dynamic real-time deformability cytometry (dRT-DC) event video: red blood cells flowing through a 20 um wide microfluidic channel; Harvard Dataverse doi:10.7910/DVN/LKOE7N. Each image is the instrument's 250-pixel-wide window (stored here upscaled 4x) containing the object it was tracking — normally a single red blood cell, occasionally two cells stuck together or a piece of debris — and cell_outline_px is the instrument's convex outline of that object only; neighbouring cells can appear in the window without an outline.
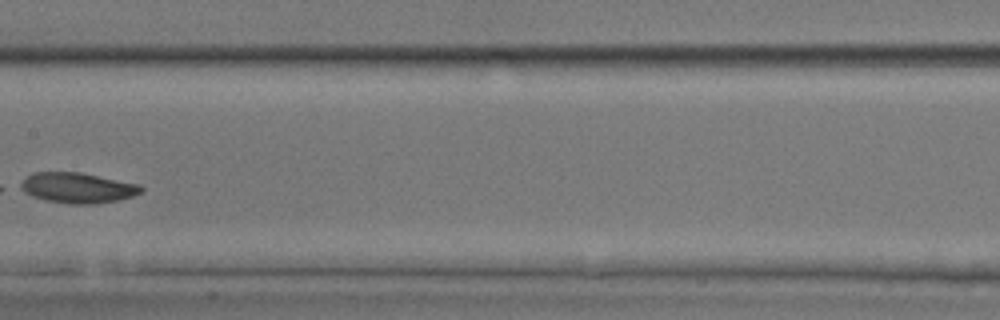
{"species": "common noctule bat (a hibernating species)", "species_latin": "Nyctalus noctula", "temperature_condition": "room temperature", "stored_images_in_passage": 8, "camera_frame_rate_fps": 3000, "um_per_image_px": 0.085, "animal": {"sex": "male", "body_mass_g": 17.9, "forearm_length_mm": 54.2}, "frame": {"image": 1, "passage_image": 7, "time_ms": 2.0, "image_size_px": [1000, 320], "cell_outline_px": [[144, 188], [140, 192], [132, 196], [120, 200], [96, 204], [68, 204], [44, 200], [32, 196], [16, 188], [16, 184], [32, 172], [80, 172], [140, 184]], "centroid_in_image_um": [6.52, 15.96], "position_along_channel_um": 200.9, "area_um2": 21.79}}